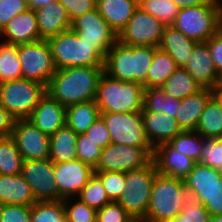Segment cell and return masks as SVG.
<instances>
[{"label":"cell","instance_id":"cell-48","mask_svg":"<svg viewBox=\"0 0 222 222\" xmlns=\"http://www.w3.org/2000/svg\"><path fill=\"white\" fill-rule=\"evenodd\" d=\"M0 222H31V207L0 205Z\"/></svg>","mask_w":222,"mask_h":222},{"label":"cell","instance_id":"cell-5","mask_svg":"<svg viewBox=\"0 0 222 222\" xmlns=\"http://www.w3.org/2000/svg\"><path fill=\"white\" fill-rule=\"evenodd\" d=\"M56 70L67 67H104V58L71 29L47 39Z\"/></svg>","mask_w":222,"mask_h":222},{"label":"cell","instance_id":"cell-21","mask_svg":"<svg viewBox=\"0 0 222 222\" xmlns=\"http://www.w3.org/2000/svg\"><path fill=\"white\" fill-rule=\"evenodd\" d=\"M222 179V172L209 166L195 163L192 171L183 179L189 197L202 205L212 197L213 186Z\"/></svg>","mask_w":222,"mask_h":222},{"label":"cell","instance_id":"cell-49","mask_svg":"<svg viewBox=\"0 0 222 222\" xmlns=\"http://www.w3.org/2000/svg\"><path fill=\"white\" fill-rule=\"evenodd\" d=\"M95 142L100 148L104 149L111 143V136L106 123L101 116L84 133Z\"/></svg>","mask_w":222,"mask_h":222},{"label":"cell","instance_id":"cell-36","mask_svg":"<svg viewBox=\"0 0 222 222\" xmlns=\"http://www.w3.org/2000/svg\"><path fill=\"white\" fill-rule=\"evenodd\" d=\"M31 222H68L63 200L35 202L31 206Z\"/></svg>","mask_w":222,"mask_h":222},{"label":"cell","instance_id":"cell-22","mask_svg":"<svg viewBox=\"0 0 222 222\" xmlns=\"http://www.w3.org/2000/svg\"><path fill=\"white\" fill-rule=\"evenodd\" d=\"M39 35L42 40H47L71 27V20L66 9L54 0L46 6L35 9Z\"/></svg>","mask_w":222,"mask_h":222},{"label":"cell","instance_id":"cell-31","mask_svg":"<svg viewBox=\"0 0 222 222\" xmlns=\"http://www.w3.org/2000/svg\"><path fill=\"white\" fill-rule=\"evenodd\" d=\"M181 100L164 93L161 87H148L144 91V106L141 111L162 112L175 118Z\"/></svg>","mask_w":222,"mask_h":222},{"label":"cell","instance_id":"cell-10","mask_svg":"<svg viewBox=\"0 0 222 222\" xmlns=\"http://www.w3.org/2000/svg\"><path fill=\"white\" fill-rule=\"evenodd\" d=\"M70 29L82 41L92 45L104 59L109 49L118 41V33L107 23L97 9L73 19Z\"/></svg>","mask_w":222,"mask_h":222},{"label":"cell","instance_id":"cell-43","mask_svg":"<svg viewBox=\"0 0 222 222\" xmlns=\"http://www.w3.org/2000/svg\"><path fill=\"white\" fill-rule=\"evenodd\" d=\"M198 163L222 172V138H203V151Z\"/></svg>","mask_w":222,"mask_h":222},{"label":"cell","instance_id":"cell-51","mask_svg":"<svg viewBox=\"0 0 222 222\" xmlns=\"http://www.w3.org/2000/svg\"><path fill=\"white\" fill-rule=\"evenodd\" d=\"M218 74L222 73V31L219 30L206 41Z\"/></svg>","mask_w":222,"mask_h":222},{"label":"cell","instance_id":"cell-9","mask_svg":"<svg viewBox=\"0 0 222 222\" xmlns=\"http://www.w3.org/2000/svg\"><path fill=\"white\" fill-rule=\"evenodd\" d=\"M21 63L22 78L33 80L48 86L56 68L53 64L50 46L47 40L17 45Z\"/></svg>","mask_w":222,"mask_h":222},{"label":"cell","instance_id":"cell-26","mask_svg":"<svg viewBox=\"0 0 222 222\" xmlns=\"http://www.w3.org/2000/svg\"><path fill=\"white\" fill-rule=\"evenodd\" d=\"M196 43L173 26H165L159 48L169 54L178 67L183 68Z\"/></svg>","mask_w":222,"mask_h":222},{"label":"cell","instance_id":"cell-4","mask_svg":"<svg viewBox=\"0 0 222 222\" xmlns=\"http://www.w3.org/2000/svg\"><path fill=\"white\" fill-rule=\"evenodd\" d=\"M189 198L183 179L157 174L145 222H166L180 214Z\"/></svg>","mask_w":222,"mask_h":222},{"label":"cell","instance_id":"cell-12","mask_svg":"<svg viewBox=\"0 0 222 222\" xmlns=\"http://www.w3.org/2000/svg\"><path fill=\"white\" fill-rule=\"evenodd\" d=\"M164 28L161 21L138 6L118 34V41L127 46L159 47Z\"/></svg>","mask_w":222,"mask_h":222},{"label":"cell","instance_id":"cell-40","mask_svg":"<svg viewBox=\"0 0 222 222\" xmlns=\"http://www.w3.org/2000/svg\"><path fill=\"white\" fill-rule=\"evenodd\" d=\"M151 193L123 191L118 203L132 218L146 219Z\"/></svg>","mask_w":222,"mask_h":222},{"label":"cell","instance_id":"cell-28","mask_svg":"<svg viewBox=\"0 0 222 222\" xmlns=\"http://www.w3.org/2000/svg\"><path fill=\"white\" fill-rule=\"evenodd\" d=\"M99 116L100 111L94 100L66 107V124L76 134L85 133Z\"/></svg>","mask_w":222,"mask_h":222},{"label":"cell","instance_id":"cell-24","mask_svg":"<svg viewBox=\"0 0 222 222\" xmlns=\"http://www.w3.org/2000/svg\"><path fill=\"white\" fill-rule=\"evenodd\" d=\"M212 97V90L202 88L196 94L181 100L179 110L175 116L178 126L182 131H195L200 115L207 101Z\"/></svg>","mask_w":222,"mask_h":222},{"label":"cell","instance_id":"cell-30","mask_svg":"<svg viewBox=\"0 0 222 222\" xmlns=\"http://www.w3.org/2000/svg\"><path fill=\"white\" fill-rule=\"evenodd\" d=\"M161 89L166 95L182 100L196 94L202 87L184 68L178 67L161 86Z\"/></svg>","mask_w":222,"mask_h":222},{"label":"cell","instance_id":"cell-46","mask_svg":"<svg viewBox=\"0 0 222 222\" xmlns=\"http://www.w3.org/2000/svg\"><path fill=\"white\" fill-rule=\"evenodd\" d=\"M28 9V0H0V32L12 18Z\"/></svg>","mask_w":222,"mask_h":222},{"label":"cell","instance_id":"cell-8","mask_svg":"<svg viewBox=\"0 0 222 222\" xmlns=\"http://www.w3.org/2000/svg\"><path fill=\"white\" fill-rule=\"evenodd\" d=\"M111 136V143L147 148L151 146L143 126L141 111L131 113H100Z\"/></svg>","mask_w":222,"mask_h":222},{"label":"cell","instance_id":"cell-25","mask_svg":"<svg viewBox=\"0 0 222 222\" xmlns=\"http://www.w3.org/2000/svg\"><path fill=\"white\" fill-rule=\"evenodd\" d=\"M137 7V0H96V9L118 34Z\"/></svg>","mask_w":222,"mask_h":222},{"label":"cell","instance_id":"cell-50","mask_svg":"<svg viewBox=\"0 0 222 222\" xmlns=\"http://www.w3.org/2000/svg\"><path fill=\"white\" fill-rule=\"evenodd\" d=\"M72 21L76 17L96 9V0H58Z\"/></svg>","mask_w":222,"mask_h":222},{"label":"cell","instance_id":"cell-20","mask_svg":"<svg viewBox=\"0 0 222 222\" xmlns=\"http://www.w3.org/2000/svg\"><path fill=\"white\" fill-rule=\"evenodd\" d=\"M146 136L155 149L164 143H169L182 130L175 118L162 112L141 111Z\"/></svg>","mask_w":222,"mask_h":222},{"label":"cell","instance_id":"cell-56","mask_svg":"<svg viewBox=\"0 0 222 222\" xmlns=\"http://www.w3.org/2000/svg\"><path fill=\"white\" fill-rule=\"evenodd\" d=\"M211 90H212V96L222 106V86H213Z\"/></svg>","mask_w":222,"mask_h":222},{"label":"cell","instance_id":"cell-2","mask_svg":"<svg viewBox=\"0 0 222 222\" xmlns=\"http://www.w3.org/2000/svg\"><path fill=\"white\" fill-rule=\"evenodd\" d=\"M155 46H127L117 41L104 59V73L122 82L142 84L147 88V76Z\"/></svg>","mask_w":222,"mask_h":222},{"label":"cell","instance_id":"cell-47","mask_svg":"<svg viewBox=\"0 0 222 222\" xmlns=\"http://www.w3.org/2000/svg\"><path fill=\"white\" fill-rule=\"evenodd\" d=\"M132 217L118 202H110L97 210L96 222H128Z\"/></svg>","mask_w":222,"mask_h":222},{"label":"cell","instance_id":"cell-33","mask_svg":"<svg viewBox=\"0 0 222 222\" xmlns=\"http://www.w3.org/2000/svg\"><path fill=\"white\" fill-rule=\"evenodd\" d=\"M158 174L152 159L146 166L125 173L124 191L133 190L138 193H151L154 179Z\"/></svg>","mask_w":222,"mask_h":222},{"label":"cell","instance_id":"cell-57","mask_svg":"<svg viewBox=\"0 0 222 222\" xmlns=\"http://www.w3.org/2000/svg\"><path fill=\"white\" fill-rule=\"evenodd\" d=\"M210 222H222V214L211 217Z\"/></svg>","mask_w":222,"mask_h":222},{"label":"cell","instance_id":"cell-15","mask_svg":"<svg viewBox=\"0 0 222 222\" xmlns=\"http://www.w3.org/2000/svg\"><path fill=\"white\" fill-rule=\"evenodd\" d=\"M55 182L60 194V200L77 197L86 186L94 169L79 159L54 163Z\"/></svg>","mask_w":222,"mask_h":222},{"label":"cell","instance_id":"cell-39","mask_svg":"<svg viewBox=\"0 0 222 222\" xmlns=\"http://www.w3.org/2000/svg\"><path fill=\"white\" fill-rule=\"evenodd\" d=\"M76 198L96 210L111 202L101 179L95 173L89 178L86 186Z\"/></svg>","mask_w":222,"mask_h":222},{"label":"cell","instance_id":"cell-29","mask_svg":"<svg viewBox=\"0 0 222 222\" xmlns=\"http://www.w3.org/2000/svg\"><path fill=\"white\" fill-rule=\"evenodd\" d=\"M195 131L203 138H222V106L213 96L207 101Z\"/></svg>","mask_w":222,"mask_h":222},{"label":"cell","instance_id":"cell-55","mask_svg":"<svg viewBox=\"0 0 222 222\" xmlns=\"http://www.w3.org/2000/svg\"><path fill=\"white\" fill-rule=\"evenodd\" d=\"M54 0H28L29 8L31 9H38L40 7L46 6L50 2Z\"/></svg>","mask_w":222,"mask_h":222},{"label":"cell","instance_id":"cell-11","mask_svg":"<svg viewBox=\"0 0 222 222\" xmlns=\"http://www.w3.org/2000/svg\"><path fill=\"white\" fill-rule=\"evenodd\" d=\"M153 159L147 148L110 143L102 149L94 172H129L146 166Z\"/></svg>","mask_w":222,"mask_h":222},{"label":"cell","instance_id":"cell-3","mask_svg":"<svg viewBox=\"0 0 222 222\" xmlns=\"http://www.w3.org/2000/svg\"><path fill=\"white\" fill-rule=\"evenodd\" d=\"M144 91L142 84L122 82L103 73L94 101L100 113L138 112L144 106Z\"/></svg>","mask_w":222,"mask_h":222},{"label":"cell","instance_id":"cell-32","mask_svg":"<svg viewBox=\"0 0 222 222\" xmlns=\"http://www.w3.org/2000/svg\"><path fill=\"white\" fill-rule=\"evenodd\" d=\"M177 68L175 60L158 47L148 71L147 88L161 87Z\"/></svg>","mask_w":222,"mask_h":222},{"label":"cell","instance_id":"cell-1","mask_svg":"<svg viewBox=\"0 0 222 222\" xmlns=\"http://www.w3.org/2000/svg\"><path fill=\"white\" fill-rule=\"evenodd\" d=\"M104 67H67L56 70L46 92L64 107L95 100Z\"/></svg>","mask_w":222,"mask_h":222},{"label":"cell","instance_id":"cell-41","mask_svg":"<svg viewBox=\"0 0 222 222\" xmlns=\"http://www.w3.org/2000/svg\"><path fill=\"white\" fill-rule=\"evenodd\" d=\"M63 205L68 222H96L97 210L80 199L77 198L76 200V197L63 199Z\"/></svg>","mask_w":222,"mask_h":222},{"label":"cell","instance_id":"cell-60","mask_svg":"<svg viewBox=\"0 0 222 222\" xmlns=\"http://www.w3.org/2000/svg\"><path fill=\"white\" fill-rule=\"evenodd\" d=\"M220 30L222 31V14H221V27Z\"/></svg>","mask_w":222,"mask_h":222},{"label":"cell","instance_id":"cell-42","mask_svg":"<svg viewBox=\"0 0 222 222\" xmlns=\"http://www.w3.org/2000/svg\"><path fill=\"white\" fill-rule=\"evenodd\" d=\"M211 216L198 200L189 197L180 214L166 222H210Z\"/></svg>","mask_w":222,"mask_h":222},{"label":"cell","instance_id":"cell-19","mask_svg":"<svg viewBox=\"0 0 222 222\" xmlns=\"http://www.w3.org/2000/svg\"><path fill=\"white\" fill-rule=\"evenodd\" d=\"M0 39L16 46L40 40L35 10L29 8L12 18L0 32Z\"/></svg>","mask_w":222,"mask_h":222},{"label":"cell","instance_id":"cell-35","mask_svg":"<svg viewBox=\"0 0 222 222\" xmlns=\"http://www.w3.org/2000/svg\"><path fill=\"white\" fill-rule=\"evenodd\" d=\"M23 158L11 136L0 137V174L21 173Z\"/></svg>","mask_w":222,"mask_h":222},{"label":"cell","instance_id":"cell-23","mask_svg":"<svg viewBox=\"0 0 222 222\" xmlns=\"http://www.w3.org/2000/svg\"><path fill=\"white\" fill-rule=\"evenodd\" d=\"M37 200L30 185L22 177L0 174V205H23L31 207Z\"/></svg>","mask_w":222,"mask_h":222},{"label":"cell","instance_id":"cell-52","mask_svg":"<svg viewBox=\"0 0 222 222\" xmlns=\"http://www.w3.org/2000/svg\"><path fill=\"white\" fill-rule=\"evenodd\" d=\"M204 207L211 217L222 214V179L213 186L212 197Z\"/></svg>","mask_w":222,"mask_h":222},{"label":"cell","instance_id":"cell-27","mask_svg":"<svg viewBox=\"0 0 222 222\" xmlns=\"http://www.w3.org/2000/svg\"><path fill=\"white\" fill-rule=\"evenodd\" d=\"M77 136L67 124L50 136L49 159L62 163L77 159Z\"/></svg>","mask_w":222,"mask_h":222},{"label":"cell","instance_id":"cell-58","mask_svg":"<svg viewBox=\"0 0 222 222\" xmlns=\"http://www.w3.org/2000/svg\"><path fill=\"white\" fill-rule=\"evenodd\" d=\"M214 86H222V73L219 74V80Z\"/></svg>","mask_w":222,"mask_h":222},{"label":"cell","instance_id":"cell-45","mask_svg":"<svg viewBox=\"0 0 222 222\" xmlns=\"http://www.w3.org/2000/svg\"><path fill=\"white\" fill-rule=\"evenodd\" d=\"M102 181L111 202H117L125 188L124 172H94Z\"/></svg>","mask_w":222,"mask_h":222},{"label":"cell","instance_id":"cell-59","mask_svg":"<svg viewBox=\"0 0 222 222\" xmlns=\"http://www.w3.org/2000/svg\"><path fill=\"white\" fill-rule=\"evenodd\" d=\"M128 222H145L144 219H139V218H132L130 221Z\"/></svg>","mask_w":222,"mask_h":222},{"label":"cell","instance_id":"cell-18","mask_svg":"<svg viewBox=\"0 0 222 222\" xmlns=\"http://www.w3.org/2000/svg\"><path fill=\"white\" fill-rule=\"evenodd\" d=\"M153 160L158 174L184 179L193 169L195 162L181 154L169 143H164L154 149Z\"/></svg>","mask_w":222,"mask_h":222},{"label":"cell","instance_id":"cell-7","mask_svg":"<svg viewBox=\"0 0 222 222\" xmlns=\"http://www.w3.org/2000/svg\"><path fill=\"white\" fill-rule=\"evenodd\" d=\"M46 93V86L24 78L0 84V105L15 120L28 119Z\"/></svg>","mask_w":222,"mask_h":222},{"label":"cell","instance_id":"cell-54","mask_svg":"<svg viewBox=\"0 0 222 222\" xmlns=\"http://www.w3.org/2000/svg\"><path fill=\"white\" fill-rule=\"evenodd\" d=\"M181 9L185 7H195L203 4H222V0H173Z\"/></svg>","mask_w":222,"mask_h":222},{"label":"cell","instance_id":"cell-53","mask_svg":"<svg viewBox=\"0 0 222 222\" xmlns=\"http://www.w3.org/2000/svg\"><path fill=\"white\" fill-rule=\"evenodd\" d=\"M15 119L0 105V137L11 136Z\"/></svg>","mask_w":222,"mask_h":222},{"label":"cell","instance_id":"cell-17","mask_svg":"<svg viewBox=\"0 0 222 222\" xmlns=\"http://www.w3.org/2000/svg\"><path fill=\"white\" fill-rule=\"evenodd\" d=\"M183 68L202 88L212 89L219 80V74L206 41L197 42L194 45L191 56Z\"/></svg>","mask_w":222,"mask_h":222},{"label":"cell","instance_id":"cell-6","mask_svg":"<svg viewBox=\"0 0 222 222\" xmlns=\"http://www.w3.org/2000/svg\"><path fill=\"white\" fill-rule=\"evenodd\" d=\"M222 4H203L179 9L173 27L186 37L204 42L221 27Z\"/></svg>","mask_w":222,"mask_h":222},{"label":"cell","instance_id":"cell-37","mask_svg":"<svg viewBox=\"0 0 222 222\" xmlns=\"http://www.w3.org/2000/svg\"><path fill=\"white\" fill-rule=\"evenodd\" d=\"M169 144L198 163L203 151V137L196 131H181Z\"/></svg>","mask_w":222,"mask_h":222},{"label":"cell","instance_id":"cell-44","mask_svg":"<svg viewBox=\"0 0 222 222\" xmlns=\"http://www.w3.org/2000/svg\"><path fill=\"white\" fill-rule=\"evenodd\" d=\"M76 149L77 159L94 169L98 164L102 148L89 139L87 135L82 133L77 136Z\"/></svg>","mask_w":222,"mask_h":222},{"label":"cell","instance_id":"cell-13","mask_svg":"<svg viewBox=\"0 0 222 222\" xmlns=\"http://www.w3.org/2000/svg\"><path fill=\"white\" fill-rule=\"evenodd\" d=\"M21 175L30 185L37 201H59L54 163L45 160H23Z\"/></svg>","mask_w":222,"mask_h":222},{"label":"cell","instance_id":"cell-34","mask_svg":"<svg viewBox=\"0 0 222 222\" xmlns=\"http://www.w3.org/2000/svg\"><path fill=\"white\" fill-rule=\"evenodd\" d=\"M0 43V84L22 78L21 63L17 46L1 40Z\"/></svg>","mask_w":222,"mask_h":222},{"label":"cell","instance_id":"cell-16","mask_svg":"<svg viewBox=\"0 0 222 222\" xmlns=\"http://www.w3.org/2000/svg\"><path fill=\"white\" fill-rule=\"evenodd\" d=\"M27 120L50 137L66 124V107L46 92Z\"/></svg>","mask_w":222,"mask_h":222},{"label":"cell","instance_id":"cell-14","mask_svg":"<svg viewBox=\"0 0 222 222\" xmlns=\"http://www.w3.org/2000/svg\"><path fill=\"white\" fill-rule=\"evenodd\" d=\"M11 137L14 139L23 160L49 158L50 137L27 119L15 120Z\"/></svg>","mask_w":222,"mask_h":222},{"label":"cell","instance_id":"cell-38","mask_svg":"<svg viewBox=\"0 0 222 222\" xmlns=\"http://www.w3.org/2000/svg\"><path fill=\"white\" fill-rule=\"evenodd\" d=\"M138 6L165 26L173 25L180 9L173 0H140Z\"/></svg>","mask_w":222,"mask_h":222}]
</instances>
